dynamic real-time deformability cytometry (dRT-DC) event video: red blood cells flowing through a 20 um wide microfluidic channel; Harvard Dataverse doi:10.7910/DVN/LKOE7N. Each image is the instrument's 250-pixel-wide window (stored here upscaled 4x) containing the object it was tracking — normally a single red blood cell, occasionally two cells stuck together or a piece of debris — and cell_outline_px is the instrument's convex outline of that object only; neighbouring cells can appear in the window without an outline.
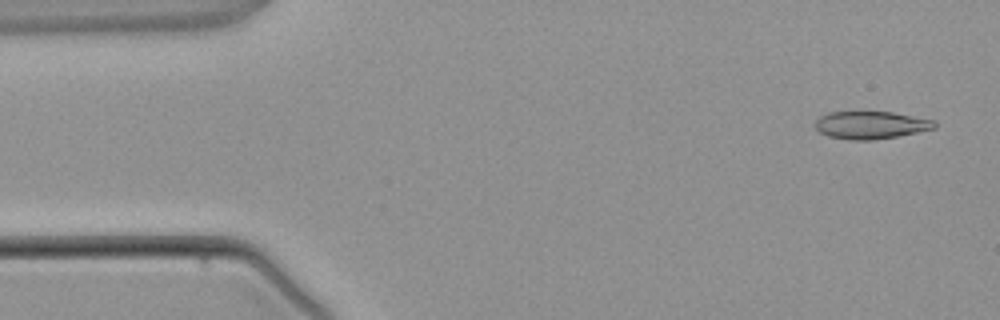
{"species": "common noctule bat (a hibernating species)", "species_latin": "Nyctalus noctula", "temperature_condition": "warm", "stored_images_in_passage": 4, "camera_frame_rate_fps": 3000, "um_per_image_px": 0.085, "animal": {"sex": "male", "body_mass_g": 21.5, "forearm_length_mm": 52.0}, "frame": {"image": 1, "passage_image": 1, "time_ms": 0.0, "image_size_px": [1000, 320], "cell_outline_px": [[936, 128], [876, 140], [848, 140], [828, 136], [820, 132], [816, 128], [816, 120], [820, 116], [828, 112], [892, 112], [936, 120]], "centroid_in_image_um": [74.02, 10.63], "position_along_channel_um": 11.0, "area_um2": 19.19}}
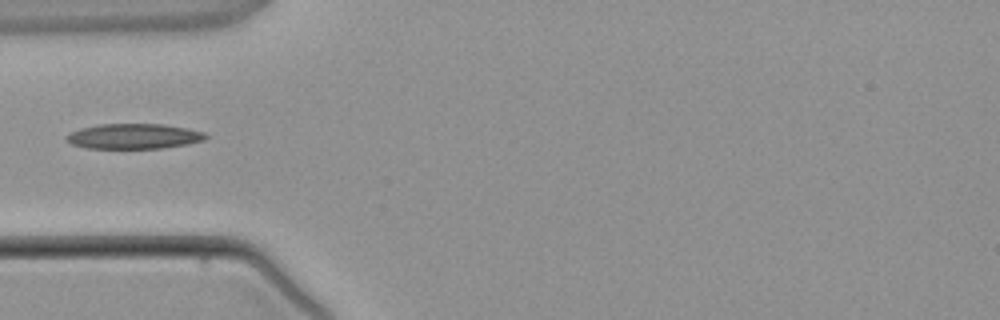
{"frame": {"image": 2, "passage_image": 4, "time_ms": 3.667, "image_size_px": [1000, 320], "cell_outline_px": [[208, 136], [204, 140], [188, 144], [160, 148], [88, 148], [72, 144], [64, 140], [64, 136], [80, 128], [100, 124], [164, 124], [188, 128], [204, 132]], "centroid_in_image_um": [11.37, 11.58], "position_along_channel_um": 73.6, "area_um2": 20.46}}